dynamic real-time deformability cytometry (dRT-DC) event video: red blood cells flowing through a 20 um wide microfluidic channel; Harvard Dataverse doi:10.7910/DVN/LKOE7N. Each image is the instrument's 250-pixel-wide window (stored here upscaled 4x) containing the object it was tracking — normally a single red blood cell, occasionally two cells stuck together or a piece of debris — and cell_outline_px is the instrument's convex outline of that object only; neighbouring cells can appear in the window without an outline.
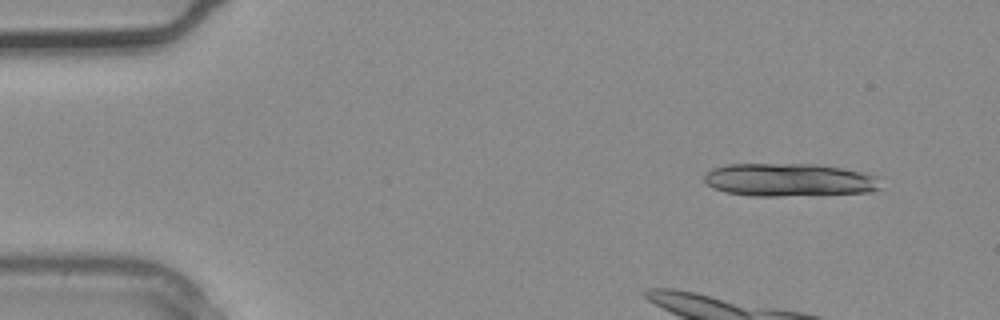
{"species": "common noctule bat (a hibernating species)", "species_latin": "Nyctalus noctula", "temperature_condition": "warm", "stored_images_in_passage": 2, "camera_frame_rate_fps": 3000, "um_per_image_px": 0.085, "animal": {"sex": "male", "body_mass_g": 20.4}, "frame": {"image": 1, "passage_image": 2, "time_ms": 0.333, "image_size_px": [1000, 320], "cell_outline_px": [[880, 188], [872, 192], [784, 196], [748, 196], [724, 192], [712, 188], [704, 180], [704, 176], [712, 168], [728, 164], [816, 164], [840, 168], [860, 172], [876, 176]], "centroid_in_image_um": [67.03, 15.3], "position_along_channel_um": 18.0, "area_um2": 33.93}}